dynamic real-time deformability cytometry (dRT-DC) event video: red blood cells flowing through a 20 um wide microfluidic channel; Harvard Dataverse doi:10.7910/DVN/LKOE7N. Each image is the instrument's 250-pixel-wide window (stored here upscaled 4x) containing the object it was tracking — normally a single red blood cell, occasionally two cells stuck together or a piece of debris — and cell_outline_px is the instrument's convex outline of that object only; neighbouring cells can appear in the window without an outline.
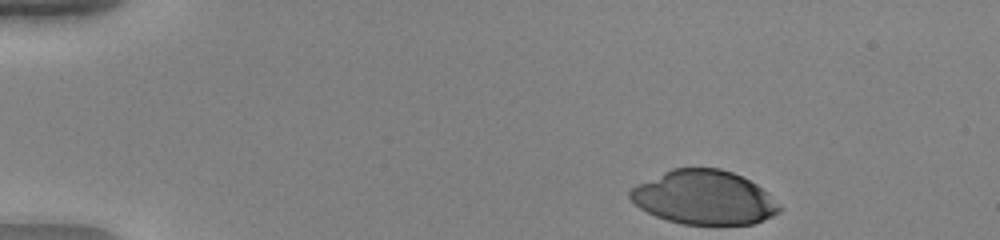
{"species": "human", "species_latin": "Homo sapiens", "temperature_condition": "warm", "stored_images_in_passage": 39, "camera_frame_rate_fps": 3000, "um_per_image_px": 0.085, "donor": {"sex": "female"}, "frame": {"image": 1, "passage_image": 1, "time_ms": 0.0, "image_size_px": [1000, 240], "cell_outline_px": [[780, 212], [764, 220], [752, 224], [684, 224], [668, 220], [656, 216], [640, 208], [628, 196], [628, 192], [636, 184], [672, 168], [720, 168], [732, 172], [756, 184], [768, 192], [780, 204]], "centroid_in_image_um": [59.85, 16.78], "position_along_channel_um": 25.1, "area_um2": 46.88}}
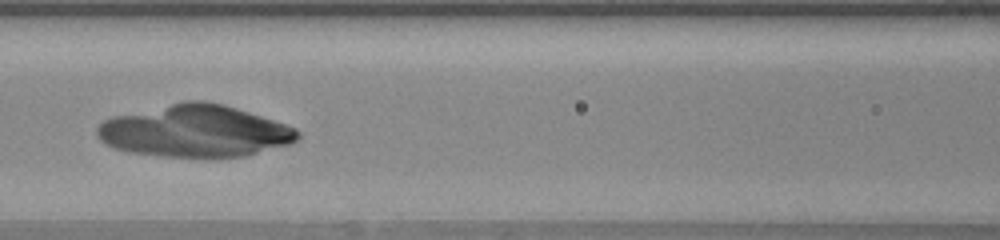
{"frame": {"image": 2, "passage_image": 18, "time_ms": 5.667, "image_size_px": [1000, 240], "cell_outline_px": [[300, 136], [292, 144], [244, 156], [164, 156], [128, 152], [104, 144], [96, 136], [96, 128], [104, 120], [112, 116], [184, 100], [204, 100], [236, 108], [296, 128], [300, 132]], "centroid_in_image_um": [16.53, 11.13], "position_along_channel_um": 150.1, "area_um2": 60.52}}
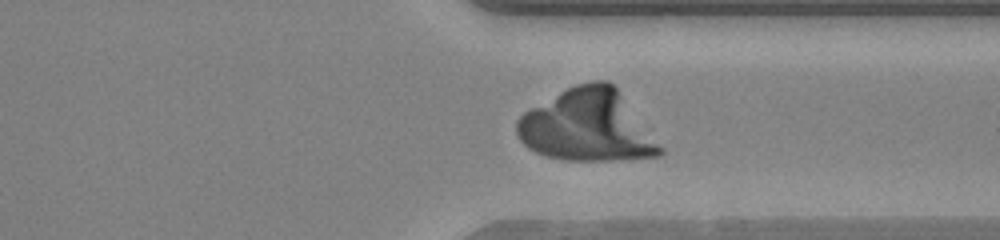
{"frame": {"image": 3, "passage_image": 34, "time_ms": 11.0, "image_size_px": [1000, 240], "cell_outline_px": [[664, 152], [660, 156], [616, 160], [564, 160], [548, 156], [536, 152], [528, 148], [520, 140], [516, 132], [516, 120], [524, 112], [560, 92], [576, 84], [592, 80], [608, 80], [616, 88], [664, 148]], "centroid_in_image_um": [49.93, 10.71], "position_along_channel_um": 361.5, "area_um2": 59.42}}